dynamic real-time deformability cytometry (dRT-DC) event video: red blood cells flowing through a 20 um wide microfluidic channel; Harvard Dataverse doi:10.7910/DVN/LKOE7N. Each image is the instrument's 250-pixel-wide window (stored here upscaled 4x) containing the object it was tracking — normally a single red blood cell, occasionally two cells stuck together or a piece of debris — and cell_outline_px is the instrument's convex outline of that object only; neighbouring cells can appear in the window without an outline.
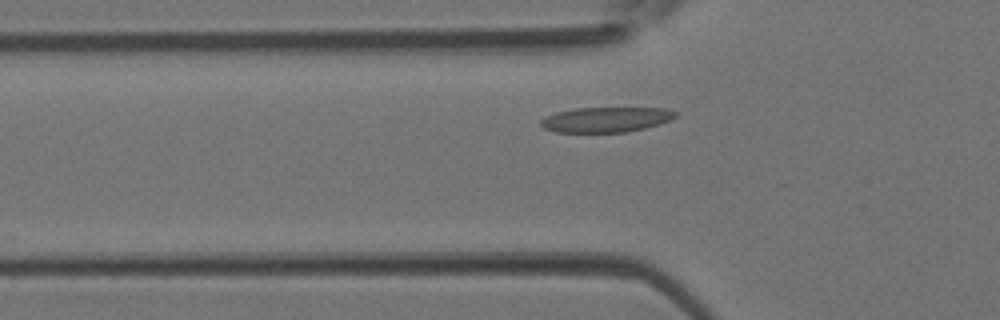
{"species": "Egyptian fruit bat (a non-hibernating species)", "species_latin": "Rousettus aegyptiacus", "temperature_condition": "room temperature", "stored_images_in_passage": 25, "camera_frame_rate_fps": 3000, "um_per_image_px": 0.085, "animal": {"sex": "female"}, "frame": {"image": 1, "passage_image": 2, "time_ms": 0.333, "image_size_px": [1000, 320], "cell_outline_px": [[676, 116], [668, 120], [644, 128], [624, 132], [556, 132], [544, 128], [540, 124], [540, 120], [556, 112], [576, 108], [668, 108], [676, 112]], "centroid_in_image_um": [51.48, 10.16], "position_along_channel_um": 74.3, "area_um2": 19.42}}
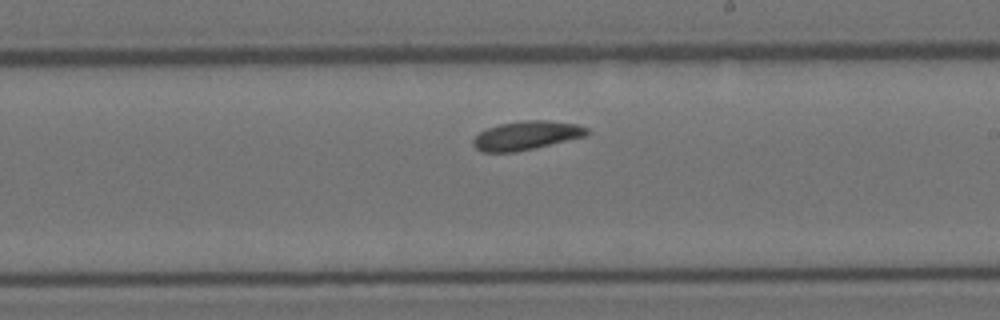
{"frame": {"image": 2, "passage_image": 13, "time_ms": 4.0, "image_size_px": [1000, 320], "cell_outline_px": [[592, 132], [588, 136], [516, 152], [480, 152], [472, 144], [472, 140], [480, 132], [488, 128], [500, 124], [524, 120], [544, 120], [576, 124], [588, 128]], "centroid_in_image_um": [44.78, 11.52], "position_along_channel_um": 244.2, "area_um2": 19.19}}
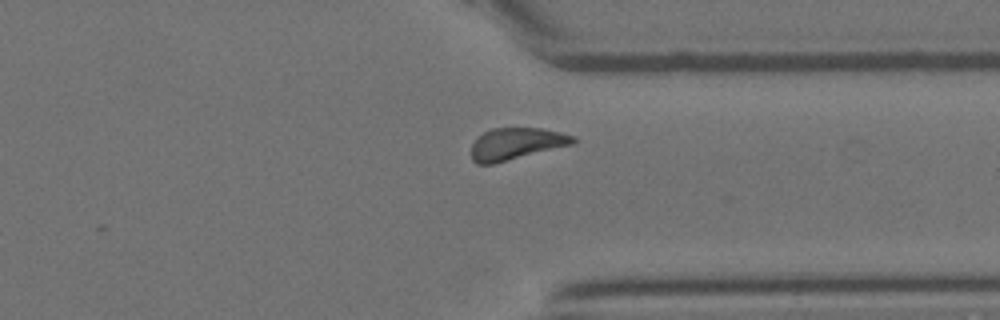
{"frame": {"image": 3, "passage_image": 21, "time_ms": 6.667, "image_size_px": [1000, 320], "cell_outline_px": [[576, 140], [572, 144], [492, 164], [476, 164], [472, 160], [472, 144], [484, 132], [492, 128], [540, 128], [560, 132], [576, 136]], "centroid_in_image_um": [43.87, 12.21], "position_along_channel_um": 367.5, "area_um2": 18.61}}